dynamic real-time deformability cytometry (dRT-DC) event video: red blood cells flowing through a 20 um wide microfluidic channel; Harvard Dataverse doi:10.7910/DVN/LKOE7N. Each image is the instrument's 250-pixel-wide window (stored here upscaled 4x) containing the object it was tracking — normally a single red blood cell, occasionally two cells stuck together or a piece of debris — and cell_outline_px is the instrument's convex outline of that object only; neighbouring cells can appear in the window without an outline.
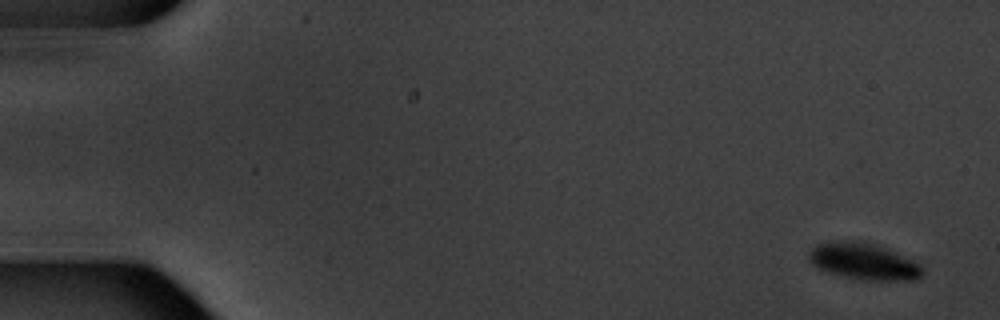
{"species": "common noctule bat (a hibernating species)", "species_latin": "Nyctalus noctula", "temperature_condition": "warm", "stored_images_in_passage": 5, "camera_frame_rate_fps": 3000, "um_per_image_px": 0.085, "animal": {"sex": "male", "body_mass_g": 20.1, "forearm_length_mm": 53.5}, "frame": {"image": 1, "passage_image": 1, "time_ms": 0.0, "image_size_px": [1000, 320], "cell_outline_px": [[924, 272], [916, 280], [868, 280], [844, 276], [820, 268], [812, 264], [808, 256], [808, 252], [816, 244], [828, 240], [864, 240], [888, 248], [920, 264], [924, 268]], "centroid_in_image_um": [73.42, 22.17], "position_along_channel_um": 11.6, "area_um2": 24.39}}
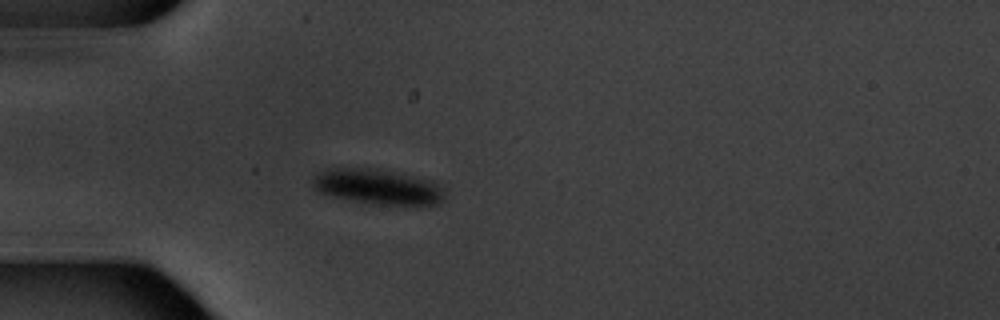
{"frame": {"image": 2, "passage_image": 5, "time_ms": 5.0, "image_size_px": [1000, 320], "cell_outline_px": [[444, 200], [436, 204], [420, 208], [416, 208], [380, 204], [352, 200], [332, 196], [320, 192], [312, 188], [312, 176], [320, 172], [336, 168], [364, 168], [396, 172], [432, 180], [444, 192]], "centroid_in_image_um": [32.16, 15.91], "position_along_channel_um": 52.8, "area_um2": 27.46}}